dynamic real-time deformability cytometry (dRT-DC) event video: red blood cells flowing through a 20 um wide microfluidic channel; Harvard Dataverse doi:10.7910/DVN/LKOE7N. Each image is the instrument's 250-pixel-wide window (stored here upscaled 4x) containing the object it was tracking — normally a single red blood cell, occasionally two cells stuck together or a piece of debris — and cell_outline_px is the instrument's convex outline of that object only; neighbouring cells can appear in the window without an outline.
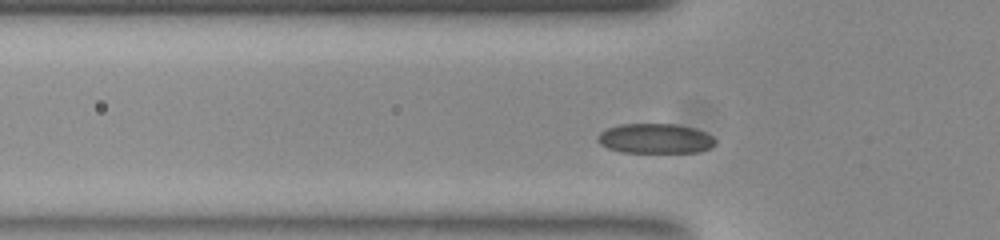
{"species": "common noctule bat (a hibernating species)", "species_latin": "Nyctalus noctula", "temperature_condition": "room temperature", "stored_images_in_passage": 38, "camera_frame_rate_fps": 3000, "um_per_image_px": 0.085, "animal": {"sex": "female", "body_mass_g": 23.0, "forearm_length_mm": 53.4}, "frame": {"image": 1, "passage_image": 8, "time_ms": 2.333, "image_size_px": [1000, 240], "cell_outline_px": [[716, 144], [700, 152], [620, 152], [608, 148], [600, 144], [596, 140], [596, 136], [600, 132], [608, 128], [620, 124], [676, 124], [696, 128], [712, 136], [716, 140]], "centroid_in_image_um": [55.68, 11.77], "position_along_channel_um": 70.1, "area_um2": 20.58}}
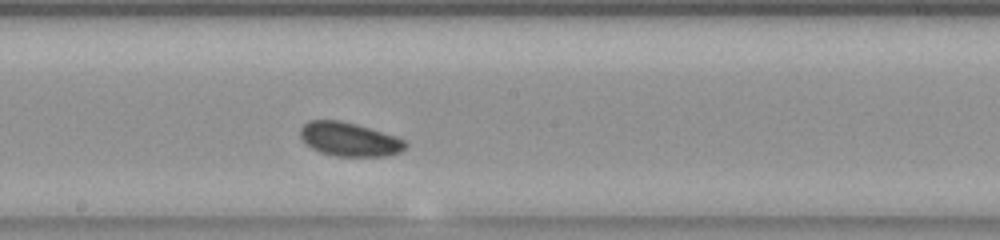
{"frame": {"image": 2, "passage_image": 20, "time_ms": 6.333, "image_size_px": [1000, 240], "cell_outline_px": [[408, 144], [400, 152], [384, 156], [336, 156], [320, 152], [312, 148], [300, 136], [300, 128], [308, 120], [340, 120], [356, 124], [404, 140]], "centroid_in_image_um": [29.65, 11.84], "position_along_channel_um": 218.5, "area_um2": 20.35}}
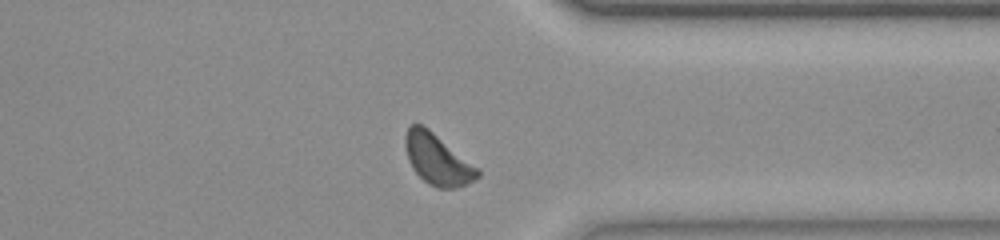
{"frame": {"image": 3, "passage_image": 33, "time_ms": 10.667, "image_size_px": [1000, 240], "cell_outline_px": [[480, 176], [456, 188], [436, 188], [428, 184], [412, 168], [408, 160], [404, 144], [404, 136], [408, 128], [412, 124], [420, 124], [428, 128], [480, 168]], "centroid_in_image_um": [37.18, 13.54], "position_along_channel_um": 374.2, "area_um2": 21.44}, "authors_computed_cell_mechanics": {"area_um2": 20.4323, "velocity_mm_per_s": 3.709, "shape_relaxation_time_tau1_ms": 1.1047, "shape_relaxation_time_tau2_ms": null, "deformation_change_tau1": 0.0535, "deformation_change_tau2": null}}